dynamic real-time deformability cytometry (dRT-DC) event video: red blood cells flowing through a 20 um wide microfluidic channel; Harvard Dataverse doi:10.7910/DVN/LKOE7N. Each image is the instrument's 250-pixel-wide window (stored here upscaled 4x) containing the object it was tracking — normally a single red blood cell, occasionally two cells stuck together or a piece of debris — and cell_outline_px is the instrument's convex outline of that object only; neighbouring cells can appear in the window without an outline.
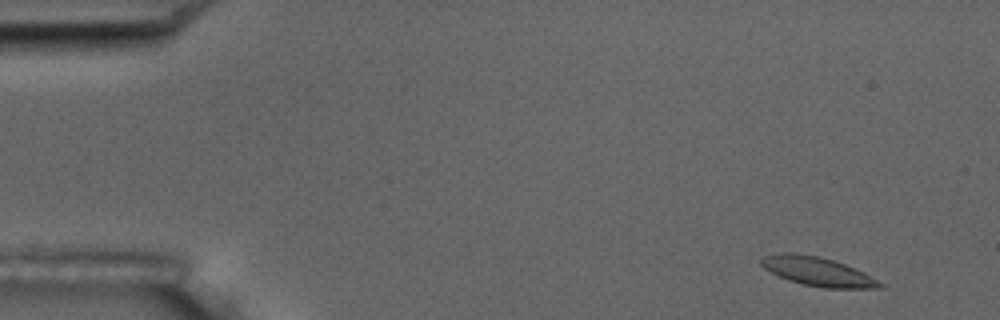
{"species": "common noctule bat (a hibernating species)", "species_latin": "Nyctalus noctula", "temperature_condition": "room temperature", "stored_images_in_passage": 3, "camera_frame_rate_fps": 3000, "um_per_image_px": 0.085, "animal": {"sex": "male", "body_mass_g": 17.5, "forearm_length_mm": 52.3}, "frame": {"image": 1, "passage_image": 1, "time_ms": 0.0, "image_size_px": [1000, 320], "cell_outline_px": [[884, 288], [824, 288], [804, 284], [788, 280], [764, 268], [760, 264], [760, 260], [764, 256], [784, 252], [792, 252], [820, 256], [844, 264], [884, 284]], "centroid_in_image_um": [69.45, 23.07], "position_along_channel_um": 15.6, "area_um2": 19.59}}